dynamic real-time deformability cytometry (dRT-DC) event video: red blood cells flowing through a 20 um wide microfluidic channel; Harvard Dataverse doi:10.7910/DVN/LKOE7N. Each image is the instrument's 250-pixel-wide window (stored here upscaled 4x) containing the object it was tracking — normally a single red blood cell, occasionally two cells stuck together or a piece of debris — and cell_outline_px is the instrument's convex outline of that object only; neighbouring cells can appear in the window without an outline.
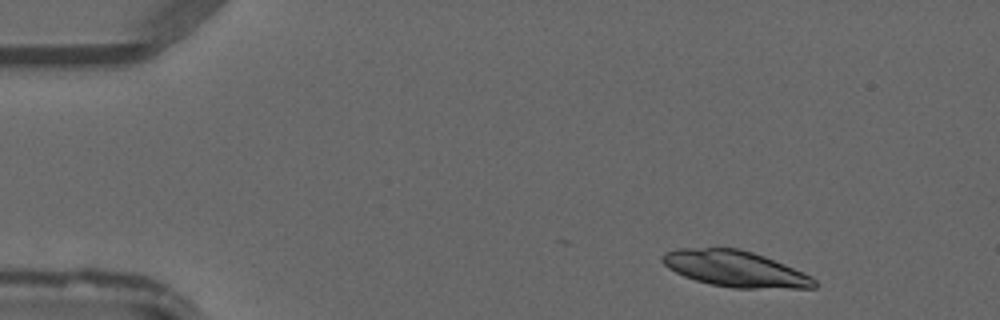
{"species": "common noctule bat (a hibernating species)", "species_latin": "Nyctalus noctula", "temperature_condition": "warm", "stored_images_in_passage": 11, "camera_frame_rate_fps": 3000, "um_per_image_px": 0.085, "animal": {"sex": "male", "forearm_length_mm": 52.5}, "frame": {"image": 1, "passage_image": 2, "time_ms": 0.333, "image_size_px": [1000, 320], "cell_outline_px": [[816, 288], [732, 288], [712, 284], [696, 280], [684, 276], [668, 268], [660, 260], [660, 256], [664, 252], [676, 248], [740, 248], [764, 256], [784, 264], [812, 276], [816, 280]], "centroid_in_image_um": [62.46, 22.84], "position_along_channel_um": 22.5, "area_um2": 31.91}}